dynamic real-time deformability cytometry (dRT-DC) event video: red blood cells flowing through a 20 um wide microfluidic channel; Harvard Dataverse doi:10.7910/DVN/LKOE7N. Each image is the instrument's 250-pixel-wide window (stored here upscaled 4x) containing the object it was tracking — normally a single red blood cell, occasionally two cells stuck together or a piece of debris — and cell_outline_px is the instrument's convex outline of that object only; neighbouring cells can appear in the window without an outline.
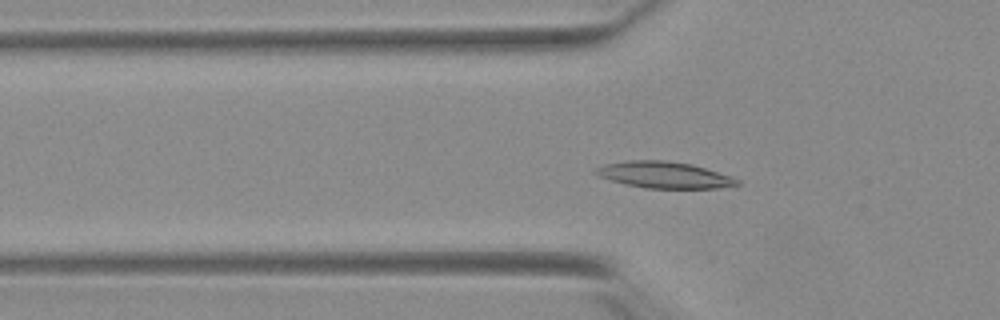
{"species": "Egyptian fruit bat (a non-hibernating species)", "species_latin": "Rousettus aegyptiacus", "temperature_condition": "warm", "stored_images_in_passage": 16, "camera_frame_rate_fps": 3000, "um_per_image_px": 0.085, "animal": {"sex": "female"}, "frame": {"image": 1, "passage_image": 9, "time_ms": 2.667, "image_size_px": [1000, 320], "cell_outline_px": [[740, 184], [716, 188], [644, 188], [624, 184], [600, 176], [592, 172], [596, 168], [604, 164], [624, 160], [664, 160], [692, 164], [732, 176], [740, 180]], "centroid_in_image_um": [56.44, 14.86], "position_along_channel_um": 69.4, "area_um2": 21.85}}
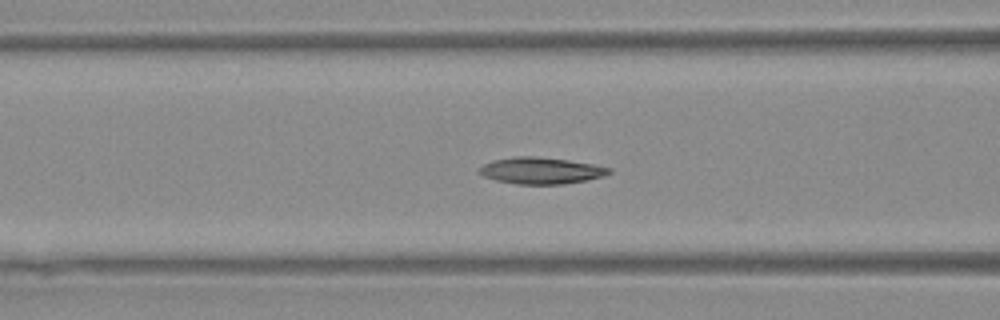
{"frame": {"image": 2, "passage_image": 13, "time_ms": 4.0, "image_size_px": [1000, 320], "cell_outline_px": [[612, 172], [604, 176], [588, 180], [564, 184], [516, 184], [496, 180], [484, 176], [476, 172], [484, 164], [492, 160], [516, 156], [532, 156], [568, 160], [592, 164], [612, 168]], "centroid_in_image_um": [45.99, 14.5], "position_along_channel_um": 120.6, "area_um2": 20.11}}